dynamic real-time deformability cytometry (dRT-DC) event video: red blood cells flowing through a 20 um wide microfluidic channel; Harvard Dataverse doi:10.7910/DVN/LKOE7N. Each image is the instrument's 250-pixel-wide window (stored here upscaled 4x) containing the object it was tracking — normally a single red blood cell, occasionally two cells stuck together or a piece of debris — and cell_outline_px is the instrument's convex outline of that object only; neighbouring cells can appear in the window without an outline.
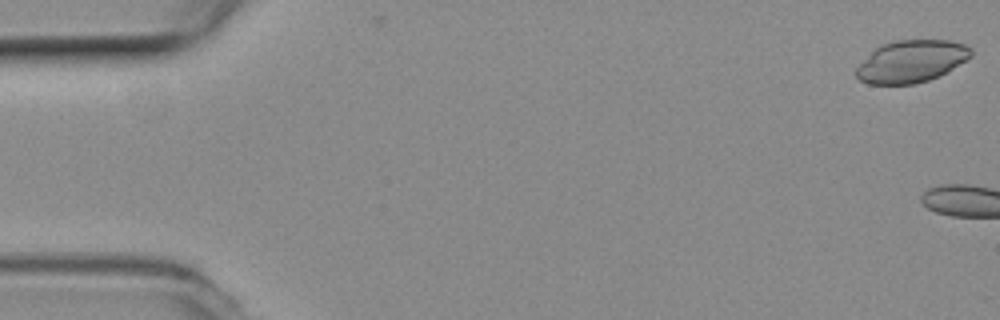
{"species": "common noctule bat (a hibernating species)", "species_latin": "Nyctalus noctula", "temperature_condition": "room temperature", "stored_images_in_passage": 3, "camera_frame_rate_fps": 3000, "um_per_image_px": 0.085, "animal": {"sex": "female", "body_mass_g": 19.3, "forearm_length_mm": 54.1}, "frame": {"image": 1, "passage_image": 1, "time_ms": 0.0, "image_size_px": [1000, 320], "cell_outline_px": [[972, 56], [968, 60], [940, 76], [928, 80], [912, 84], [868, 84], [860, 80], [856, 76], [856, 68], [876, 48], [884, 44], [896, 40], [948, 40], [964, 44], [972, 48]], "centroid_in_image_um": [77.51, 5.22], "position_along_channel_um": 7.5, "area_um2": 28.15}}